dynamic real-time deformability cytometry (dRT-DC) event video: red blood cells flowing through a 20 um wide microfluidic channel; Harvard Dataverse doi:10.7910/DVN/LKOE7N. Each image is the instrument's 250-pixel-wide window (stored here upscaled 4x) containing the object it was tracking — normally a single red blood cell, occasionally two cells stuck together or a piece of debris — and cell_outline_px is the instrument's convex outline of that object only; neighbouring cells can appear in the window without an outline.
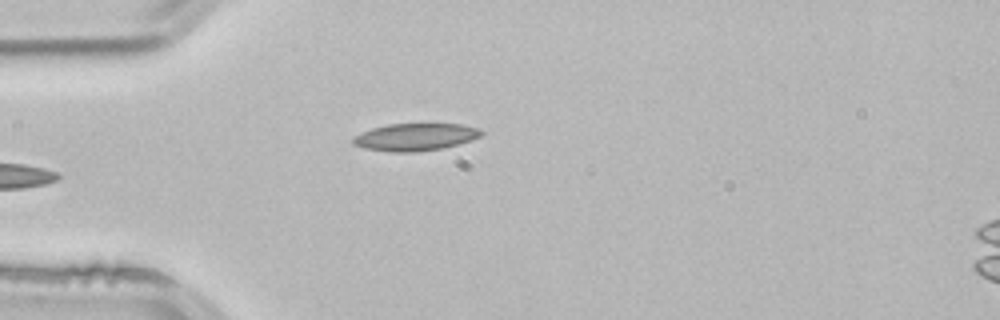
{"species": "common noctule bat (a hibernating species)", "species_latin": "Nyctalus noctula", "temperature_condition": "room temperature", "stored_images_in_passage": 5, "camera_frame_rate_fps": 3000, "um_per_image_px": 0.085, "animal": {"sex": "male", "body_mass_g": 21.5, "forearm_length_mm": 52.0}, "frame": {"image": 1, "passage_image": 4, "time_ms": 1.0, "image_size_px": [1000, 320], "cell_outline_px": [[484, 132], [480, 136], [472, 140], [440, 148], [416, 152], [392, 152], [364, 148], [352, 144], [352, 136], [372, 128], [388, 124], [460, 124], [480, 128]], "centroid_in_image_um": [35.27, 11.64], "position_along_channel_um": 49.7, "area_um2": 20.4}}